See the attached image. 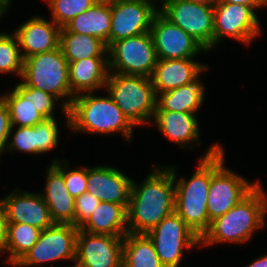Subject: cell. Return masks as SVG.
Segmentation results:
<instances>
[{
  "mask_svg": "<svg viewBox=\"0 0 267 267\" xmlns=\"http://www.w3.org/2000/svg\"><path fill=\"white\" fill-rule=\"evenodd\" d=\"M156 167L141 185L132 182L127 208L129 233L146 234L175 212V176L168 167Z\"/></svg>",
  "mask_w": 267,
  "mask_h": 267,
  "instance_id": "obj_1",
  "label": "cell"
},
{
  "mask_svg": "<svg viewBox=\"0 0 267 267\" xmlns=\"http://www.w3.org/2000/svg\"><path fill=\"white\" fill-rule=\"evenodd\" d=\"M266 211L267 195L259 181L235 206L211 221L208 231L201 238V245L247 242L257 229L264 227Z\"/></svg>",
  "mask_w": 267,
  "mask_h": 267,
  "instance_id": "obj_2",
  "label": "cell"
},
{
  "mask_svg": "<svg viewBox=\"0 0 267 267\" xmlns=\"http://www.w3.org/2000/svg\"><path fill=\"white\" fill-rule=\"evenodd\" d=\"M220 148L218 143L211 145L200 159L195 173L188 180L182 177L176 181V167H169L175 176V212L200 239L211 224L207 210V196L211 183V156Z\"/></svg>",
  "mask_w": 267,
  "mask_h": 267,
  "instance_id": "obj_3",
  "label": "cell"
},
{
  "mask_svg": "<svg viewBox=\"0 0 267 267\" xmlns=\"http://www.w3.org/2000/svg\"><path fill=\"white\" fill-rule=\"evenodd\" d=\"M94 92L76 95L68 109L69 129L86 133L120 132L131 140L134 125L127 119L112 97L95 96Z\"/></svg>",
  "mask_w": 267,
  "mask_h": 267,
  "instance_id": "obj_4",
  "label": "cell"
},
{
  "mask_svg": "<svg viewBox=\"0 0 267 267\" xmlns=\"http://www.w3.org/2000/svg\"><path fill=\"white\" fill-rule=\"evenodd\" d=\"M21 79L28 87L37 88L60 100L62 113L67 118L69 128L68 109L75 97L71 93L69 84V63L60 47L57 49L32 55L24 59ZM62 99V98H66Z\"/></svg>",
  "mask_w": 267,
  "mask_h": 267,
  "instance_id": "obj_5",
  "label": "cell"
},
{
  "mask_svg": "<svg viewBox=\"0 0 267 267\" xmlns=\"http://www.w3.org/2000/svg\"><path fill=\"white\" fill-rule=\"evenodd\" d=\"M105 87L134 126L152 124L149 120L154 119L157 96L150 78L108 73Z\"/></svg>",
  "mask_w": 267,
  "mask_h": 267,
  "instance_id": "obj_6",
  "label": "cell"
},
{
  "mask_svg": "<svg viewBox=\"0 0 267 267\" xmlns=\"http://www.w3.org/2000/svg\"><path fill=\"white\" fill-rule=\"evenodd\" d=\"M225 151L221 147L211 156V183L207 196L210 221L224 215L244 198L259 182L250 183L237 173L225 168Z\"/></svg>",
  "mask_w": 267,
  "mask_h": 267,
  "instance_id": "obj_7",
  "label": "cell"
},
{
  "mask_svg": "<svg viewBox=\"0 0 267 267\" xmlns=\"http://www.w3.org/2000/svg\"><path fill=\"white\" fill-rule=\"evenodd\" d=\"M107 51L109 73L150 78L158 60L150 32L115 41Z\"/></svg>",
  "mask_w": 267,
  "mask_h": 267,
  "instance_id": "obj_8",
  "label": "cell"
},
{
  "mask_svg": "<svg viewBox=\"0 0 267 267\" xmlns=\"http://www.w3.org/2000/svg\"><path fill=\"white\" fill-rule=\"evenodd\" d=\"M164 267H179L183 248L201 245V239L176 213L163 218L153 229L146 233Z\"/></svg>",
  "mask_w": 267,
  "mask_h": 267,
  "instance_id": "obj_9",
  "label": "cell"
},
{
  "mask_svg": "<svg viewBox=\"0 0 267 267\" xmlns=\"http://www.w3.org/2000/svg\"><path fill=\"white\" fill-rule=\"evenodd\" d=\"M79 228L72 224L54 223L42 230L37 242L13 266L32 267L45 262L71 260L76 258V240Z\"/></svg>",
  "mask_w": 267,
  "mask_h": 267,
  "instance_id": "obj_10",
  "label": "cell"
},
{
  "mask_svg": "<svg viewBox=\"0 0 267 267\" xmlns=\"http://www.w3.org/2000/svg\"><path fill=\"white\" fill-rule=\"evenodd\" d=\"M159 12L182 28L208 52L213 48L214 5L189 0H165Z\"/></svg>",
  "mask_w": 267,
  "mask_h": 267,
  "instance_id": "obj_11",
  "label": "cell"
},
{
  "mask_svg": "<svg viewBox=\"0 0 267 267\" xmlns=\"http://www.w3.org/2000/svg\"><path fill=\"white\" fill-rule=\"evenodd\" d=\"M255 10L248 5L215 3L213 48L227 36L247 45L258 37L261 29Z\"/></svg>",
  "mask_w": 267,
  "mask_h": 267,
  "instance_id": "obj_12",
  "label": "cell"
},
{
  "mask_svg": "<svg viewBox=\"0 0 267 267\" xmlns=\"http://www.w3.org/2000/svg\"><path fill=\"white\" fill-rule=\"evenodd\" d=\"M109 46L128 37L150 31L154 16L159 12L154 5L138 0H113Z\"/></svg>",
  "mask_w": 267,
  "mask_h": 267,
  "instance_id": "obj_13",
  "label": "cell"
},
{
  "mask_svg": "<svg viewBox=\"0 0 267 267\" xmlns=\"http://www.w3.org/2000/svg\"><path fill=\"white\" fill-rule=\"evenodd\" d=\"M124 236L78 230L75 265L72 267H122Z\"/></svg>",
  "mask_w": 267,
  "mask_h": 267,
  "instance_id": "obj_14",
  "label": "cell"
},
{
  "mask_svg": "<svg viewBox=\"0 0 267 267\" xmlns=\"http://www.w3.org/2000/svg\"><path fill=\"white\" fill-rule=\"evenodd\" d=\"M149 32L158 59L194 58L202 51L207 52L197 40L160 12L154 16Z\"/></svg>",
  "mask_w": 267,
  "mask_h": 267,
  "instance_id": "obj_15",
  "label": "cell"
},
{
  "mask_svg": "<svg viewBox=\"0 0 267 267\" xmlns=\"http://www.w3.org/2000/svg\"><path fill=\"white\" fill-rule=\"evenodd\" d=\"M133 180L117 168L109 166L87 167V192L102 202L129 205Z\"/></svg>",
  "mask_w": 267,
  "mask_h": 267,
  "instance_id": "obj_16",
  "label": "cell"
},
{
  "mask_svg": "<svg viewBox=\"0 0 267 267\" xmlns=\"http://www.w3.org/2000/svg\"><path fill=\"white\" fill-rule=\"evenodd\" d=\"M5 208L7 223H24L41 231L54 222L41 194L20 191L18 188L0 200Z\"/></svg>",
  "mask_w": 267,
  "mask_h": 267,
  "instance_id": "obj_17",
  "label": "cell"
},
{
  "mask_svg": "<svg viewBox=\"0 0 267 267\" xmlns=\"http://www.w3.org/2000/svg\"><path fill=\"white\" fill-rule=\"evenodd\" d=\"M208 69L193 58L158 59L150 79L157 96L195 82L200 78V74Z\"/></svg>",
  "mask_w": 267,
  "mask_h": 267,
  "instance_id": "obj_18",
  "label": "cell"
},
{
  "mask_svg": "<svg viewBox=\"0 0 267 267\" xmlns=\"http://www.w3.org/2000/svg\"><path fill=\"white\" fill-rule=\"evenodd\" d=\"M61 28L53 21L34 16L20 25L14 32L18 39L23 60L39 53L59 47Z\"/></svg>",
  "mask_w": 267,
  "mask_h": 267,
  "instance_id": "obj_19",
  "label": "cell"
},
{
  "mask_svg": "<svg viewBox=\"0 0 267 267\" xmlns=\"http://www.w3.org/2000/svg\"><path fill=\"white\" fill-rule=\"evenodd\" d=\"M14 127L10 128V135L13 137L8 140L5 151L19 150L29 154H41L50 151L58 145L59 128L56 118L45 119L44 121L32 127Z\"/></svg>",
  "mask_w": 267,
  "mask_h": 267,
  "instance_id": "obj_20",
  "label": "cell"
},
{
  "mask_svg": "<svg viewBox=\"0 0 267 267\" xmlns=\"http://www.w3.org/2000/svg\"><path fill=\"white\" fill-rule=\"evenodd\" d=\"M45 191L41 193L54 223L74 225L75 198L65 186L63 174L51 164L47 169Z\"/></svg>",
  "mask_w": 267,
  "mask_h": 267,
  "instance_id": "obj_21",
  "label": "cell"
},
{
  "mask_svg": "<svg viewBox=\"0 0 267 267\" xmlns=\"http://www.w3.org/2000/svg\"><path fill=\"white\" fill-rule=\"evenodd\" d=\"M108 73V57H91L69 63L71 93L76 96L105 88Z\"/></svg>",
  "mask_w": 267,
  "mask_h": 267,
  "instance_id": "obj_22",
  "label": "cell"
},
{
  "mask_svg": "<svg viewBox=\"0 0 267 267\" xmlns=\"http://www.w3.org/2000/svg\"><path fill=\"white\" fill-rule=\"evenodd\" d=\"M154 123L159 131L184 148L187 143L196 142L199 145L200 132L196 114L174 111H155Z\"/></svg>",
  "mask_w": 267,
  "mask_h": 267,
  "instance_id": "obj_23",
  "label": "cell"
},
{
  "mask_svg": "<svg viewBox=\"0 0 267 267\" xmlns=\"http://www.w3.org/2000/svg\"><path fill=\"white\" fill-rule=\"evenodd\" d=\"M79 229L93 234L125 236L128 233L127 209L121 204L100 201Z\"/></svg>",
  "mask_w": 267,
  "mask_h": 267,
  "instance_id": "obj_24",
  "label": "cell"
},
{
  "mask_svg": "<svg viewBox=\"0 0 267 267\" xmlns=\"http://www.w3.org/2000/svg\"><path fill=\"white\" fill-rule=\"evenodd\" d=\"M111 27L110 2L98 1L90 9L73 18L65 28L69 32L86 34L99 38L107 48Z\"/></svg>",
  "mask_w": 267,
  "mask_h": 267,
  "instance_id": "obj_25",
  "label": "cell"
},
{
  "mask_svg": "<svg viewBox=\"0 0 267 267\" xmlns=\"http://www.w3.org/2000/svg\"><path fill=\"white\" fill-rule=\"evenodd\" d=\"M199 80L198 78L191 84L158 94L155 111L197 113L205 96V87Z\"/></svg>",
  "mask_w": 267,
  "mask_h": 267,
  "instance_id": "obj_26",
  "label": "cell"
},
{
  "mask_svg": "<svg viewBox=\"0 0 267 267\" xmlns=\"http://www.w3.org/2000/svg\"><path fill=\"white\" fill-rule=\"evenodd\" d=\"M59 47L68 63L91 57H108V48L99 38L69 32L65 27L60 30Z\"/></svg>",
  "mask_w": 267,
  "mask_h": 267,
  "instance_id": "obj_27",
  "label": "cell"
},
{
  "mask_svg": "<svg viewBox=\"0 0 267 267\" xmlns=\"http://www.w3.org/2000/svg\"><path fill=\"white\" fill-rule=\"evenodd\" d=\"M1 96L8 106L11 127H32L45 120L31 102V93L21 83Z\"/></svg>",
  "mask_w": 267,
  "mask_h": 267,
  "instance_id": "obj_28",
  "label": "cell"
},
{
  "mask_svg": "<svg viewBox=\"0 0 267 267\" xmlns=\"http://www.w3.org/2000/svg\"><path fill=\"white\" fill-rule=\"evenodd\" d=\"M122 267H164L146 234L127 233L122 248Z\"/></svg>",
  "mask_w": 267,
  "mask_h": 267,
  "instance_id": "obj_29",
  "label": "cell"
},
{
  "mask_svg": "<svg viewBox=\"0 0 267 267\" xmlns=\"http://www.w3.org/2000/svg\"><path fill=\"white\" fill-rule=\"evenodd\" d=\"M41 230L24 223H7L5 252L9 264L18 263L37 242Z\"/></svg>",
  "mask_w": 267,
  "mask_h": 267,
  "instance_id": "obj_30",
  "label": "cell"
},
{
  "mask_svg": "<svg viewBox=\"0 0 267 267\" xmlns=\"http://www.w3.org/2000/svg\"><path fill=\"white\" fill-rule=\"evenodd\" d=\"M16 35L0 33V73L22 76L24 60Z\"/></svg>",
  "mask_w": 267,
  "mask_h": 267,
  "instance_id": "obj_31",
  "label": "cell"
},
{
  "mask_svg": "<svg viewBox=\"0 0 267 267\" xmlns=\"http://www.w3.org/2000/svg\"><path fill=\"white\" fill-rule=\"evenodd\" d=\"M52 20L60 27H65L73 18L90 9L98 0H46Z\"/></svg>",
  "mask_w": 267,
  "mask_h": 267,
  "instance_id": "obj_32",
  "label": "cell"
},
{
  "mask_svg": "<svg viewBox=\"0 0 267 267\" xmlns=\"http://www.w3.org/2000/svg\"><path fill=\"white\" fill-rule=\"evenodd\" d=\"M66 162L67 160H53L52 164L63 174L68 192L73 198H77L87 192V167L68 170Z\"/></svg>",
  "mask_w": 267,
  "mask_h": 267,
  "instance_id": "obj_33",
  "label": "cell"
},
{
  "mask_svg": "<svg viewBox=\"0 0 267 267\" xmlns=\"http://www.w3.org/2000/svg\"><path fill=\"white\" fill-rule=\"evenodd\" d=\"M74 226L80 228L94 212L100 200L89 192L75 198Z\"/></svg>",
  "mask_w": 267,
  "mask_h": 267,
  "instance_id": "obj_34",
  "label": "cell"
},
{
  "mask_svg": "<svg viewBox=\"0 0 267 267\" xmlns=\"http://www.w3.org/2000/svg\"><path fill=\"white\" fill-rule=\"evenodd\" d=\"M20 83L31 93V102L35 105L39 114H41L45 119L54 118V108L57 103L56 100L58 99L55 96L45 93L37 88L28 87L22 81Z\"/></svg>",
  "mask_w": 267,
  "mask_h": 267,
  "instance_id": "obj_35",
  "label": "cell"
},
{
  "mask_svg": "<svg viewBox=\"0 0 267 267\" xmlns=\"http://www.w3.org/2000/svg\"><path fill=\"white\" fill-rule=\"evenodd\" d=\"M10 117L8 106L2 96H0V155L5 152L7 142L10 138Z\"/></svg>",
  "mask_w": 267,
  "mask_h": 267,
  "instance_id": "obj_36",
  "label": "cell"
},
{
  "mask_svg": "<svg viewBox=\"0 0 267 267\" xmlns=\"http://www.w3.org/2000/svg\"><path fill=\"white\" fill-rule=\"evenodd\" d=\"M7 240V216L5 208L0 201V253L5 251Z\"/></svg>",
  "mask_w": 267,
  "mask_h": 267,
  "instance_id": "obj_37",
  "label": "cell"
},
{
  "mask_svg": "<svg viewBox=\"0 0 267 267\" xmlns=\"http://www.w3.org/2000/svg\"><path fill=\"white\" fill-rule=\"evenodd\" d=\"M216 3H233L252 6L255 9L267 6V0H216Z\"/></svg>",
  "mask_w": 267,
  "mask_h": 267,
  "instance_id": "obj_38",
  "label": "cell"
},
{
  "mask_svg": "<svg viewBox=\"0 0 267 267\" xmlns=\"http://www.w3.org/2000/svg\"><path fill=\"white\" fill-rule=\"evenodd\" d=\"M246 267H267V254L260 256Z\"/></svg>",
  "mask_w": 267,
  "mask_h": 267,
  "instance_id": "obj_39",
  "label": "cell"
},
{
  "mask_svg": "<svg viewBox=\"0 0 267 267\" xmlns=\"http://www.w3.org/2000/svg\"><path fill=\"white\" fill-rule=\"evenodd\" d=\"M11 2V0H0V17L7 11Z\"/></svg>",
  "mask_w": 267,
  "mask_h": 267,
  "instance_id": "obj_40",
  "label": "cell"
},
{
  "mask_svg": "<svg viewBox=\"0 0 267 267\" xmlns=\"http://www.w3.org/2000/svg\"><path fill=\"white\" fill-rule=\"evenodd\" d=\"M193 1L195 3H201V4H206V5H215L216 0H189Z\"/></svg>",
  "mask_w": 267,
  "mask_h": 267,
  "instance_id": "obj_41",
  "label": "cell"
},
{
  "mask_svg": "<svg viewBox=\"0 0 267 267\" xmlns=\"http://www.w3.org/2000/svg\"><path fill=\"white\" fill-rule=\"evenodd\" d=\"M138 1H145V2H148V3H150V4H152V5H154V6L156 7V4H154V2H153L154 0H138ZM164 1H165V0H162V1H161V6L158 7L159 10L161 9L162 5L164 4Z\"/></svg>",
  "mask_w": 267,
  "mask_h": 267,
  "instance_id": "obj_42",
  "label": "cell"
},
{
  "mask_svg": "<svg viewBox=\"0 0 267 267\" xmlns=\"http://www.w3.org/2000/svg\"><path fill=\"white\" fill-rule=\"evenodd\" d=\"M98 1L110 2V1H113V0H98Z\"/></svg>",
  "mask_w": 267,
  "mask_h": 267,
  "instance_id": "obj_43",
  "label": "cell"
}]
</instances>
